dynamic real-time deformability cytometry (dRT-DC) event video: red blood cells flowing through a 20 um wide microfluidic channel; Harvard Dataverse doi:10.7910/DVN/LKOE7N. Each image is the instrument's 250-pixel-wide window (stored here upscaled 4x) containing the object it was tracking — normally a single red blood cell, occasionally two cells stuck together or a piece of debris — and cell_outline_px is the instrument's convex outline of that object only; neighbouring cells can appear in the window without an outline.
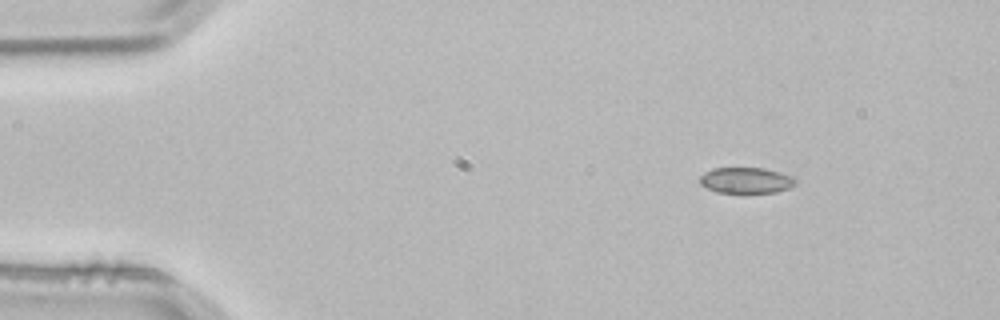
{"species": "common noctule bat (a hibernating species)", "species_latin": "Nyctalus noctula", "temperature_condition": "room temperature", "stored_images_in_passage": 2, "camera_frame_rate_fps": 3000, "um_per_image_px": 0.085, "animal": {"sex": "male", "body_mass_g": 21.5, "forearm_length_mm": 52.0}, "frame": {"image": 1, "passage_image": 1, "time_ms": 0.0, "image_size_px": [1000, 320], "cell_outline_px": [[796, 184], [788, 188], [776, 192], [744, 196], [716, 192], [700, 184], [700, 176], [704, 172], [712, 168], [764, 168], [780, 172], [792, 176], [796, 180]], "centroid_in_image_um": [63.41, 15.38], "position_along_channel_um": 21.6, "area_um2": 15.2}}